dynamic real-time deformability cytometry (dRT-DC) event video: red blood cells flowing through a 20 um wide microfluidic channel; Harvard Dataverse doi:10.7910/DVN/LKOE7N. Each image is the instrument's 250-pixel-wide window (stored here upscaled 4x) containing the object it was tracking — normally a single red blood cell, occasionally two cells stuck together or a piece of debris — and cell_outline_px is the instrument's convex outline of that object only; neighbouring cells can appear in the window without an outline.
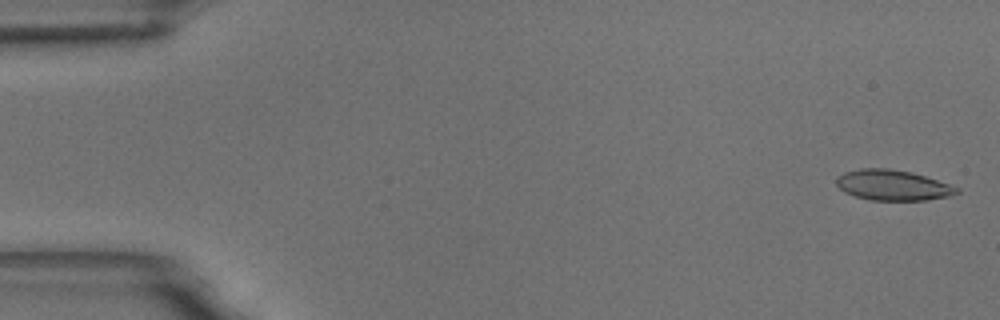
{"species": "common noctule bat (a hibernating species)", "species_latin": "Nyctalus noctula", "temperature_condition": "room temperature", "stored_images_in_passage": 56, "camera_frame_rate_fps": 3000, "um_per_image_px": 0.085, "animal": {"sex": "male", "body_mass_g": 18.8}, "frame": {"image": 1, "passage_image": 2, "time_ms": 0.333, "image_size_px": [1000, 320], "cell_outline_px": [[960, 192], [948, 196], [924, 200], [868, 200], [844, 192], [836, 184], [836, 176], [844, 172], [860, 168], [888, 168], [912, 172], [960, 188]], "centroid_in_image_um": [75.84, 15.73], "position_along_channel_um": 9.2, "area_um2": 21.33}}
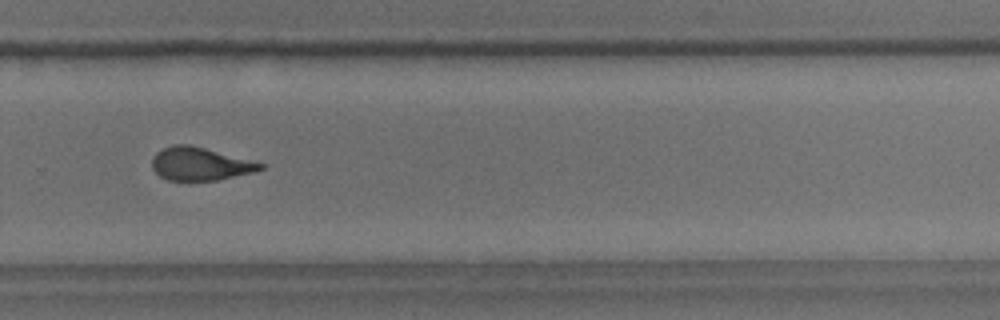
{"frame": {"image": 2, "passage_image": 38, "time_ms": 12.333, "image_size_px": [1000, 320], "cell_outline_px": [[268, 164], [264, 168], [252, 172], [216, 180], [168, 180], [160, 176], [152, 168], [152, 156], [156, 152], [172, 144], [188, 144]], "centroid_in_image_um": [17.0, 13.92], "position_along_channel_um": 312.8, "area_um2": 20.75}}
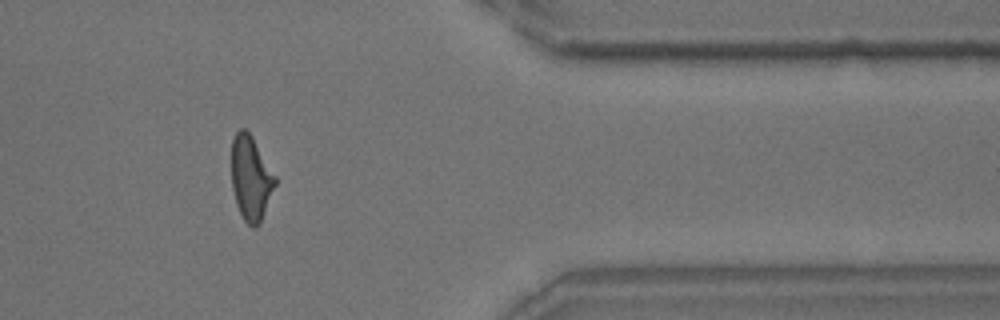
{"frame": {"image": 3, "passage_image": 46, "time_ms": 15.0, "image_size_px": [1000, 320], "cell_outline_px": [[276, 184], [260, 224], [256, 228], [252, 228], [244, 220], [236, 204], [232, 188], [232, 140], [236, 132], [240, 128], [244, 128], [252, 136], [276, 176]], "centroid_in_image_um": [21.32, 15.16], "position_along_channel_um": 390.1, "area_um2": 21.5}, "authors_computed_cell_mechanics": {"area_um2": 21.964, "velocity_mm_per_s": 3.6572, "shape_relaxation_time_tau1_ms": 5.7294, "shape_relaxation_time_tau2_ms": 1.3995, "deformation_change_tau1": 0.1732, "deformation_change_tau2": 0.091}}